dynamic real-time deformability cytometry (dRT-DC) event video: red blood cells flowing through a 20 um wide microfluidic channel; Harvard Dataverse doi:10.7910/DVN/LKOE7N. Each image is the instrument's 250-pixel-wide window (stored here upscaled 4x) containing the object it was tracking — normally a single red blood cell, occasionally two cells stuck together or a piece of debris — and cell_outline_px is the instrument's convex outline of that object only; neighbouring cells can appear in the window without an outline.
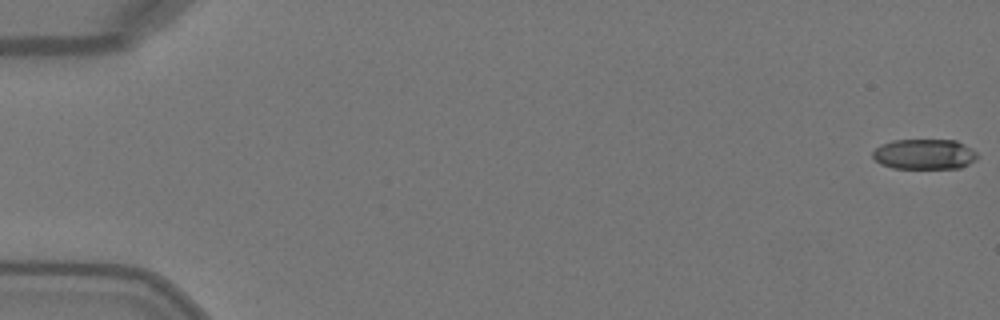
{"species": "Egyptian fruit bat (a non-hibernating species)", "species_latin": "Rousettus aegyptiacus", "temperature_condition": "warm", "stored_images_in_passage": 50, "camera_frame_rate_fps": 3000, "um_per_image_px": 0.085, "animal": {"sex": "female"}, "frame": {"image": 1, "passage_image": 1, "time_ms": 0.0, "image_size_px": [1000, 320], "cell_outline_px": [[980, 156], [976, 160], [960, 168], [892, 168], [880, 164], [872, 156], [872, 152], [880, 144], [892, 140], [956, 140], [972, 148]], "centroid_in_image_um": [78.58, 13.1], "position_along_channel_um": 6.4, "area_um2": 18.67}}
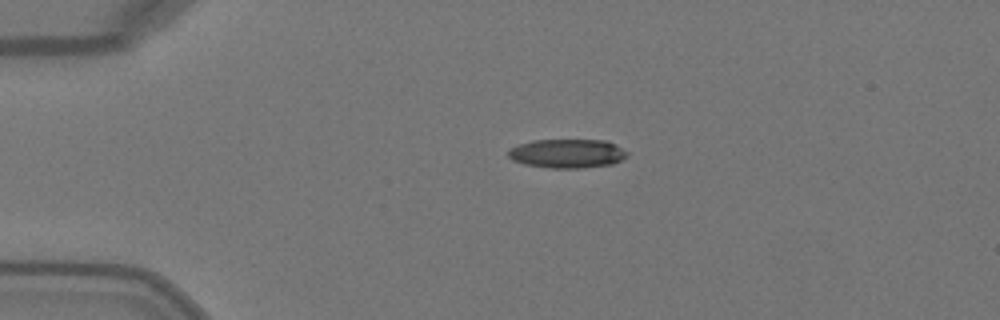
{"frame": {"image": 2, "passage_image": 12, "time_ms": 3.667, "image_size_px": [1000, 320], "cell_outline_px": [[628, 156], [612, 164], [584, 168], [548, 168], [524, 164], [512, 160], [508, 156], [508, 148], [532, 140], [604, 140], [616, 144], [628, 152]], "centroid_in_image_um": [48.21, 13.05], "position_along_channel_um": 36.8, "area_um2": 20.23}}
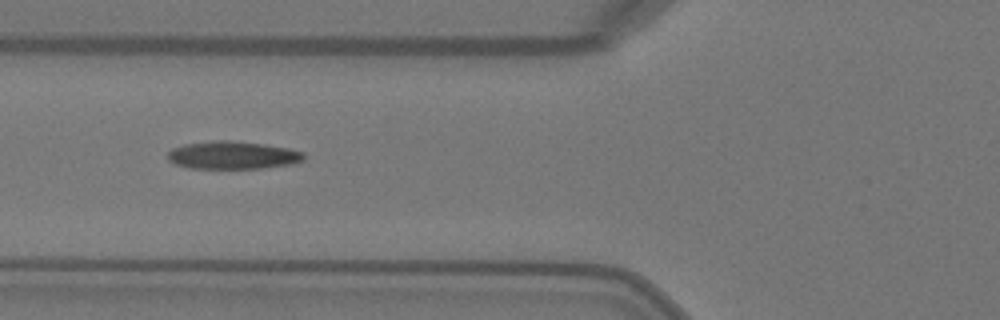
{"frame": {"image": 3, "passage_image": 20, "time_ms": 6.333, "image_size_px": [1000, 320], "cell_outline_px": [[304, 160], [292, 164], [260, 168], [188, 168], [176, 164], [168, 160], [168, 152], [172, 148], [184, 144], [212, 140], [228, 140], [264, 144], [288, 148], [304, 152]], "centroid_in_image_um": [19.77, 13.18], "position_along_channel_um": 106.0, "area_um2": 22.08}, "authors_computed_cell_mechanics": {"area_um2": 21.4438, "velocity_mm_per_s": 4.1011, "shape_relaxation_time_tau1_ms": 3.9739, "shape_relaxation_time_tau2_ms": 1.7906, "deformation_change_tau1": 0.2022, "deformation_change_tau2": 0.0914}}